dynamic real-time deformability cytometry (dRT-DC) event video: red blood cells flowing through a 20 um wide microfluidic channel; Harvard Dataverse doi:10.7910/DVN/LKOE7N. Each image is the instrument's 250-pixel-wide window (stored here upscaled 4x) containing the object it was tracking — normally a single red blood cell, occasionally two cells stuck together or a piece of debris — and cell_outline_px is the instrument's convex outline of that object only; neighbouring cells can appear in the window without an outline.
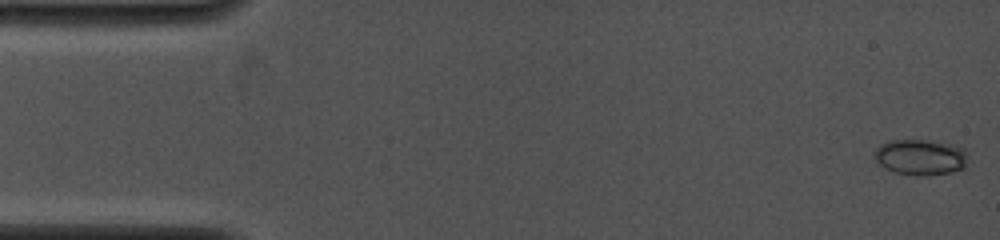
{"species": "common noctule bat (a hibernating species)", "species_latin": "Nyctalus noctula", "temperature_condition": "cold", "stored_images_in_passage": 49, "camera_frame_rate_fps": 4000, "um_per_image_px": 0.085, "animal": {"sex": "female", "body_mass_g": 19.0, "forearm_length_mm": 53.3}, "frame": {"image": 1, "passage_image": 1, "time_ms": 0.0, "image_size_px": [1000, 240], "cell_outline_px": [[968, 156], [964, 168], [952, 172], [928, 176], [916, 176], [892, 172], [884, 168], [872, 156], [872, 152], [880, 144], [888, 140], [928, 140], [952, 144], [964, 148], [968, 152]], "centroid_in_image_um": [78.23, 13.36], "position_along_channel_um": 6.8, "area_um2": 20.06}}
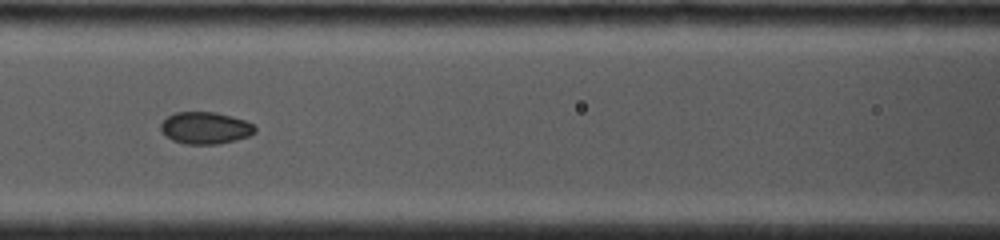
{"frame": {"image": 2, "passage_image": 29, "time_ms": 6.5, "image_size_px": [1000, 240], "cell_outline_px": [[256, 132], [248, 136], [236, 140], [216, 144], [184, 144], [172, 140], [160, 128], [160, 124], [168, 116], [176, 112], [216, 112], [244, 120], [252, 124], [256, 128]], "centroid_in_image_um": [17.46, 10.88], "position_along_channel_um": 149.1, "area_um2": 17.4}}
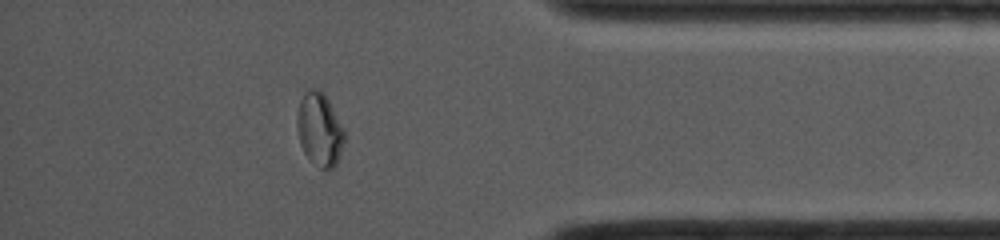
{"frame": {"image": 3, "passage_image": 44, "time_ms": 13.0, "image_size_px": [1000, 240], "cell_outline_px": [[344, 140], [336, 164], [332, 168], [320, 168], [304, 152], [300, 144], [296, 128], [296, 116], [300, 100], [304, 92], [308, 88], [316, 88], [324, 92], [344, 132]], "centroid_in_image_um": [27.12, 10.96], "position_along_channel_um": 408.1, "area_um2": 19.88}}